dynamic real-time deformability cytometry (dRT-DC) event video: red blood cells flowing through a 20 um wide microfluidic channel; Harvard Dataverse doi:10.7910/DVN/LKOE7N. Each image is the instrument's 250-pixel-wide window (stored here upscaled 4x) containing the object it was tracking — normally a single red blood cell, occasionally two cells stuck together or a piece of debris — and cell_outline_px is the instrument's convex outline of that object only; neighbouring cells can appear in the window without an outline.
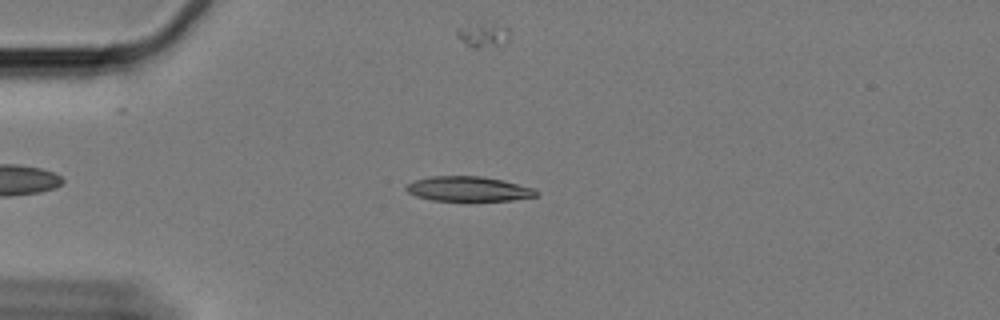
{"species": "Egyptian fruit bat (a non-hibernating species)", "species_latin": "Rousettus aegyptiacus", "temperature_condition": "cold", "stored_images_in_passage": 54, "camera_frame_rate_fps": 3000, "um_per_image_px": 0.085, "animal": {"sex": "female"}, "frame": {"image": 1, "passage_image": 13, "time_ms": 4.0, "image_size_px": [1000, 320], "cell_outline_px": [[540, 192], [536, 196], [512, 200], [468, 204], [432, 200], [416, 196], [408, 192], [404, 188], [408, 184], [416, 180], [432, 176], [480, 176], [500, 180], [532, 188]], "centroid_in_image_um": [39.8, 16.12], "position_along_channel_um": 45.2, "area_um2": 19.54}}
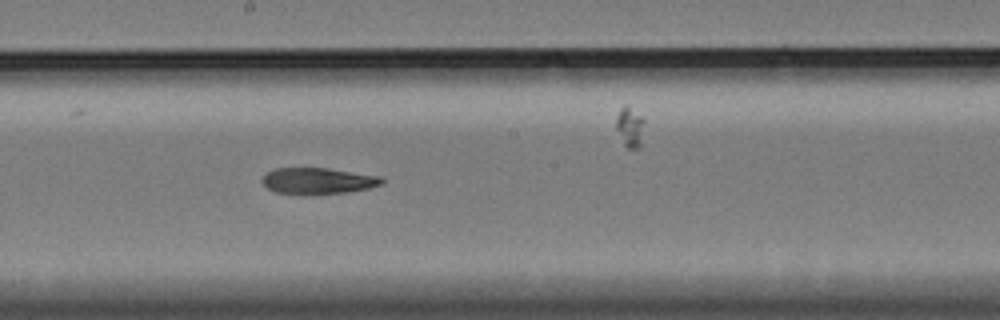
{"frame": {"image": 2, "passage_image": 31, "time_ms": 10.0, "image_size_px": [1000, 320], "cell_outline_px": [[384, 180], [380, 184], [368, 188], [344, 192], [276, 192], [268, 188], [264, 184], [264, 176], [268, 172], [276, 168], [328, 168], [380, 176]], "centroid_in_image_um": [27.06, 15.33], "position_along_channel_um": 221.1, "area_um2": 17.28}}
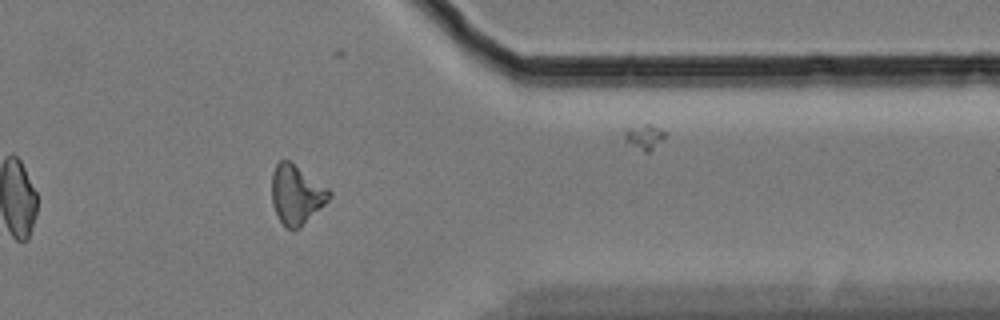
{"frame": {"image": 3, "passage_image": 47, "time_ms": 15.333, "image_size_px": [1000, 320], "cell_outline_px": [[332, 196], [300, 228], [288, 228], [280, 220], [272, 204], [272, 172], [276, 164], [280, 160], [288, 160], [328, 188], [332, 192]], "centroid_in_image_um": [25.19, 16.53], "position_along_channel_um": 386.2, "area_um2": 19.42}}